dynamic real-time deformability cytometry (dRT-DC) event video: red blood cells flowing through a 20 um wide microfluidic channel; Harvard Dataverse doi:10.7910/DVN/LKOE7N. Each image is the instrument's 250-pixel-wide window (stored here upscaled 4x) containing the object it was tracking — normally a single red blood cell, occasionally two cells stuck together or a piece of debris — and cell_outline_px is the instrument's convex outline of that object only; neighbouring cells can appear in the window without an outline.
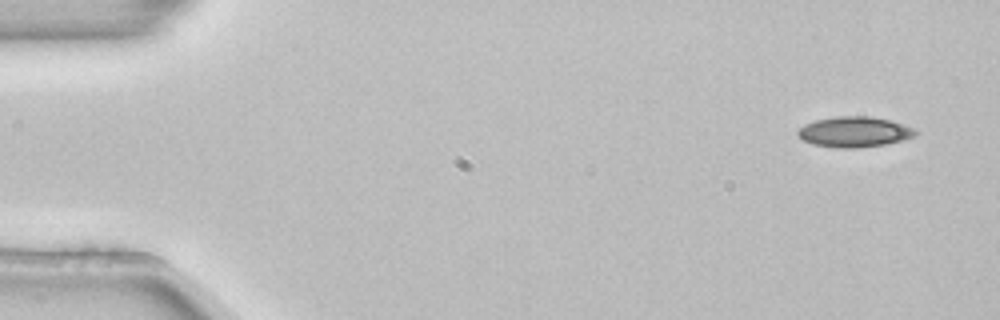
{"species": "common noctule bat (a hibernating species)", "species_latin": "Nyctalus noctula", "temperature_condition": "room temperature", "stored_images_in_passage": 3, "camera_frame_rate_fps": 3000, "um_per_image_px": 0.085, "animal": {"sex": "female", "body_mass_g": 22.7, "forearm_length_mm": 54.2}, "frame": {"image": 1, "passage_image": 1, "time_ms": 0.0, "image_size_px": [1000, 320], "cell_outline_px": [[920, 132], [916, 136], [904, 140], [884, 144], [856, 148], [836, 148], [812, 144], [804, 140], [796, 132], [804, 124], [816, 120], [836, 116], [868, 116], [888, 120], [916, 128]], "centroid_in_image_um": [72.66, 11.21], "position_along_channel_um": 12.3, "area_um2": 20.92}}
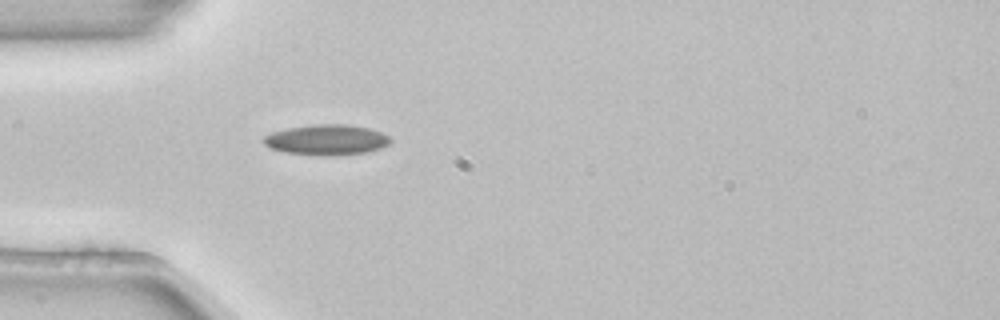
{"frame": {"image": 2, "passage_image": 3, "time_ms": 0.667, "image_size_px": [1000, 320], "cell_outline_px": [[392, 140], [388, 144], [380, 148], [368, 152], [328, 156], [320, 156], [284, 152], [272, 148], [264, 144], [264, 136], [272, 132], [288, 128], [312, 124], [348, 124], [368, 128], [380, 132], [388, 136]], "centroid_in_image_um": [27.76, 11.88], "position_along_channel_um": 57.2, "area_um2": 22.48}}